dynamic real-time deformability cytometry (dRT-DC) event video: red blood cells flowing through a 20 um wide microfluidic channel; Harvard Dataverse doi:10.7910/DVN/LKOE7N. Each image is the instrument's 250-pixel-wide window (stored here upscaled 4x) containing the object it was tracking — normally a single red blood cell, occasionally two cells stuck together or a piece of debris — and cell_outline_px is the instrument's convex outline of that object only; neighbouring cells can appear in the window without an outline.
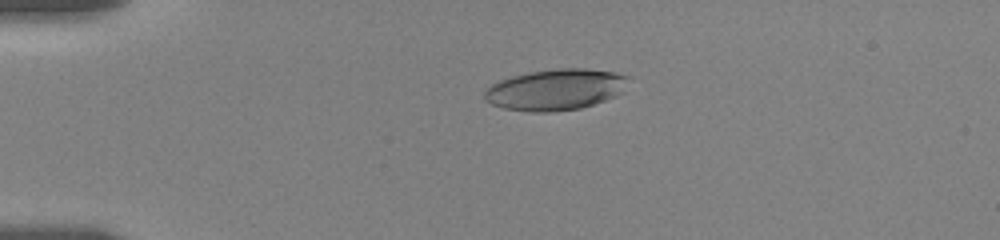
{"species": "human", "species_latin": "Homo sapiens", "temperature_condition": "room temperature", "stored_images_in_passage": 44, "camera_frame_rate_fps": 3000, "um_per_image_px": 0.085, "donor": {"sex": "female"}, "frame": {"image": 1, "passage_image": 11, "time_ms": 4.333, "image_size_px": [1000, 240], "cell_outline_px": [[628, 76], [620, 92], [616, 96], [580, 108], [552, 112], [532, 112], [504, 108], [492, 104], [484, 100], [484, 88], [500, 80], [512, 76], [528, 72], [556, 68], [588, 68], [616, 72]], "centroid_in_image_um": [47.16, 7.61], "position_along_channel_um": 37.8, "area_um2": 34.39}}
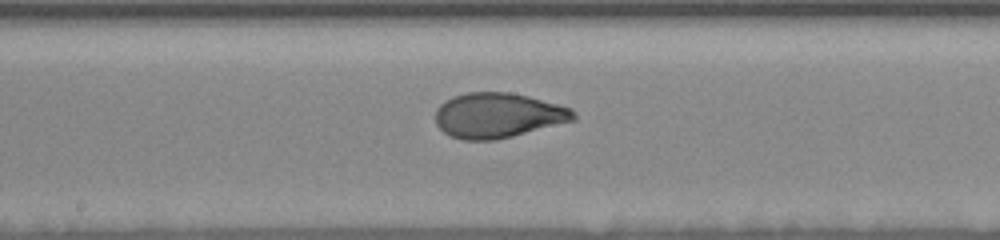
{"frame": {"image": 2, "passage_image": 27, "time_ms": 10.333, "image_size_px": [1000, 240], "cell_outline_px": [[576, 120], [496, 140], [464, 140], [448, 136], [436, 124], [436, 108], [444, 100], [452, 96], [468, 92], [512, 92], [528, 96], [572, 108], [576, 112]], "centroid_in_image_um": [42.32, 9.8], "position_along_channel_um": 205.9, "area_um2": 36.47}}
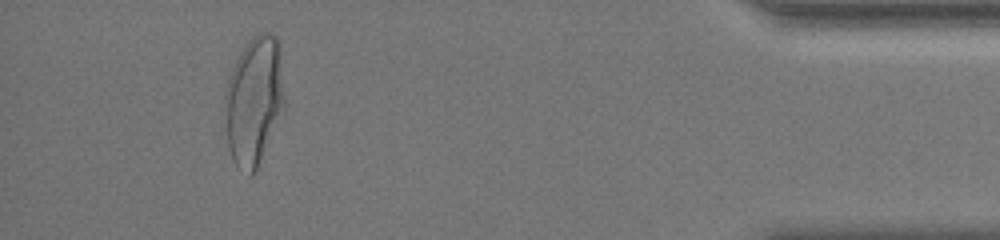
{"frame": {"image": 3, "passage_image": 42, "time_ms": 17.667, "image_size_px": [1000, 240], "cell_outline_px": [[284, 108], [256, 168], [252, 176], [248, 176], [236, 164], [228, 148], [224, 100], [224, 96], [228, 76], [240, 52], [252, 36], [260, 32], [272, 32], [280, 40], [284, 92]], "centroid_in_image_um": [21.59, 8.47], "position_along_channel_um": 413.6, "area_um2": 44.74}, "authors_computed_cell_mechanics": {"area_um2": 36.0961, "velocity_mm_per_s": 3.5395, "shape_relaxation_time_tau1_ms": 3.9529, "shape_relaxation_time_tau2_ms": 0.7756, "deformation_change_tau1": 0.1847, "deformation_change_tau2": 0.0553}}